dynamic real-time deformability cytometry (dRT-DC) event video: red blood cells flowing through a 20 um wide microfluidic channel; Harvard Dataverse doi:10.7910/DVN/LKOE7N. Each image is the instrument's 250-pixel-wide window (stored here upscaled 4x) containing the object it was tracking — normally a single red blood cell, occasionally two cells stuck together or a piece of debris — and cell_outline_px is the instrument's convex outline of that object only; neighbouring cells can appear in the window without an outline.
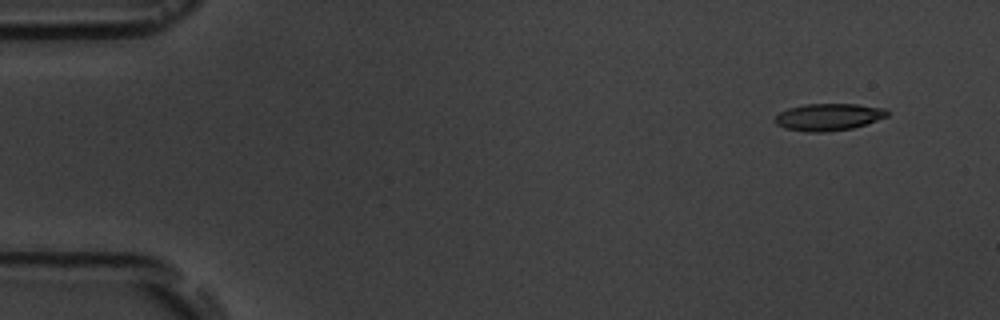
{"species": "common noctule bat (a hibernating species)", "species_latin": "Nyctalus noctula", "temperature_condition": "room temperature", "stored_images_in_passage": 10, "camera_frame_rate_fps": 3000, "um_per_image_px": 0.085, "animal": {"sex": "male", "body_mass_g": 19.5, "forearm_length_mm": 54.6}, "frame": {"image": 1, "passage_image": 1, "time_ms": 0.0, "image_size_px": [1000, 320], "cell_outline_px": [[888, 116], [852, 128], [828, 132], [808, 132], [784, 128], [776, 124], [772, 120], [780, 112], [788, 108], [804, 104], [856, 104], [888, 108]], "centroid_in_image_um": [70.4, 9.94], "position_along_channel_um": 14.6, "area_um2": 17.8}}
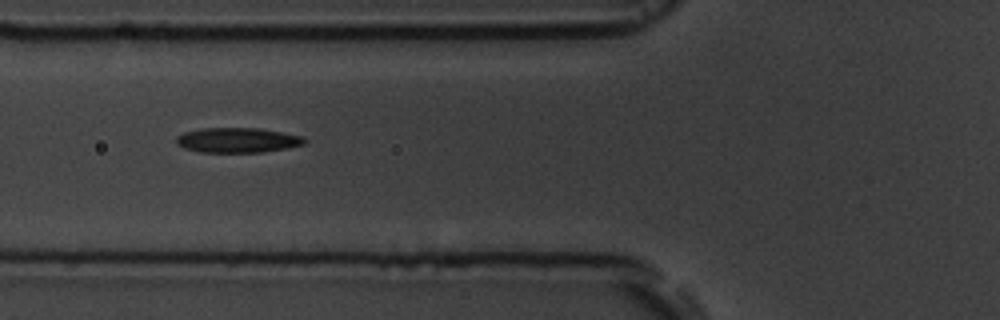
{"frame": {"image": 2, "passage_image": 6, "time_ms": 5.667, "image_size_px": [1000, 320], "cell_outline_px": [[308, 140], [304, 144], [288, 148], [264, 152], [200, 152], [184, 148], [176, 144], [176, 136], [184, 132], [200, 128], [260, 128], [304, 136]], "centroid_in_image_um": [20.21, 11.91], "position_along_channel_um": 105.6, "area_um2": 18.84}}
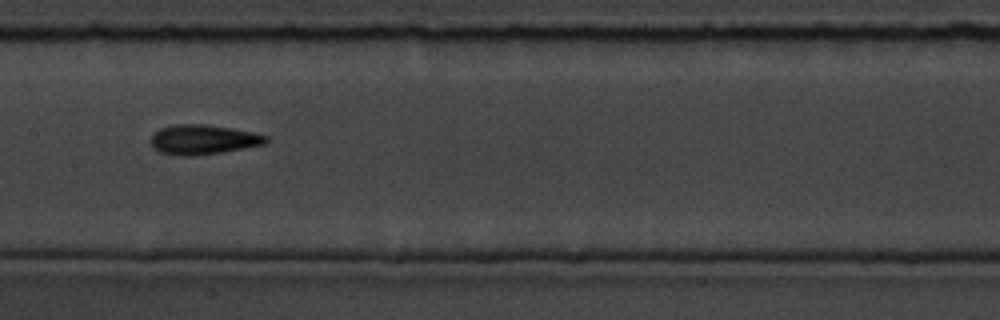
{"frame": {"image": 3, "passage_image": 8, "time_ms": 8.0, "image_size_px": [1000, 320], "cell_outline_px": [[268, 140], [264, 144], [244, 148], [196, 156], [180, 156], [160, 152], [152, 148], [152, 136], [160, 128], [176, 124], [204, 124], [232, 128], [252, 132], [268, 136]], "centroid_in_image_um": [17.26, 11.87], "position_along_channel_um": 190.1, "area_um2": 19.83}}